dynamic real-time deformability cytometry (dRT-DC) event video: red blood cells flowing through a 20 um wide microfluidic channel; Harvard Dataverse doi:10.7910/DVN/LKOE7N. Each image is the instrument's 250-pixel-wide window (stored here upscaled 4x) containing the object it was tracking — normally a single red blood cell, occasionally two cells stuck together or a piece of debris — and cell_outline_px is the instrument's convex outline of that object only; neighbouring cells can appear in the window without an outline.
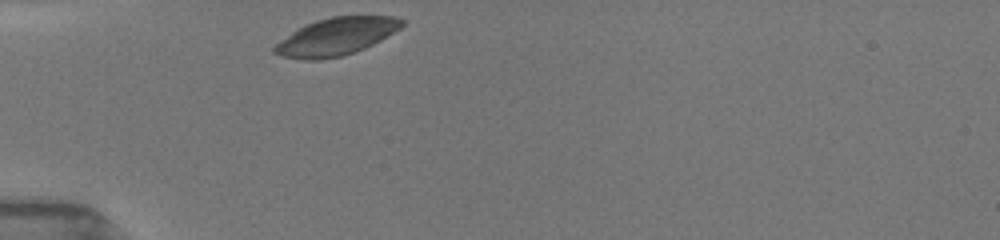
{"species": "common noctule bat (a hibernating species)", "species_latin": "Nyctalus noctula", "temperature_condition": "room temperature", "stored_images_in_passage": 4, "camera_frame_rate_fps": 3000, "um_per_image_px": 0.085, "animal": {"sex": "female", "body_mass_g": 19.5, "forearm_length_mm": 54.1}, "frame": {"image": 1, "passage_image": 1, "time_ms": 0.0, "image_size_px": [1000, 240], "cell_outline_px": [[404, 24], [400, 28], [380, 40], [364, 48], [340, 56], [320, 60], [304, 60], [280, 56], [272, 52], [272, 48], [280, 40], [296, 28], [304, 24], [316, 20], [332, 16], [396, 16], [404, 20]], "centroid_in_image_um": [28.53, 3.1], "position_along_channel_um": 56.5, "area_um2": 27.86}}